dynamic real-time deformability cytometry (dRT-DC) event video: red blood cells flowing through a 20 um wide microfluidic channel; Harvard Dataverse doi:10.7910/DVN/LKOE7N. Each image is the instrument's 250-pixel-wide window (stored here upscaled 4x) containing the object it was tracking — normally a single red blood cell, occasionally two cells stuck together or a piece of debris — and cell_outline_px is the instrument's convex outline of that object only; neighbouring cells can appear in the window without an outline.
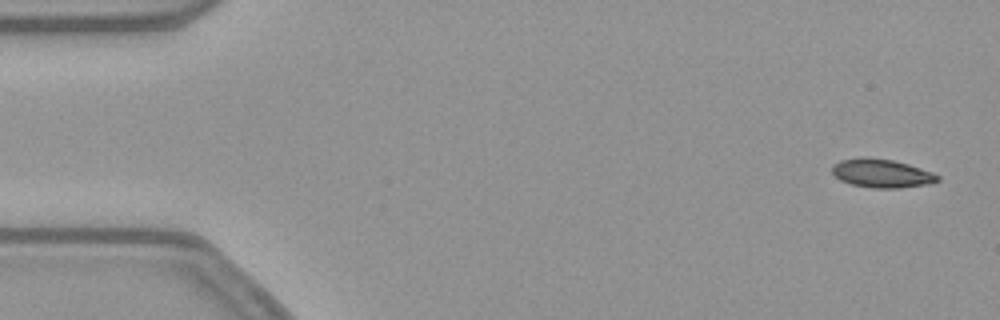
{"species": "common noctule bat (a hibernating species)", "species_latin": "Nyctalus noctula", "temperature_condition": "warm", "stored_images_in_passage": 53, "camera_frame_rate_fps": 3000, "um_per_image_px": 0.085, "animal": {"sex": "female", "body_mass_g": 21.9}, "frame": {"image": 1, "passage_image": 2, "time_ms": 0.333, "image_size_px": [1000, 320], "cell_outline_px": [[940, 180], [932, 184], [900, 188], [872, 188], [852, 184], [840, 180], [832, 172], [832, 164], [840, 160], [860, 156], [868, 156], [892, 160], [908, 164], [932, 172], [940, 176]], "centroid_in_image_um": [74.95, 14.72], "position_along_channel_um": 10.1, "area_um2": 17.86}}
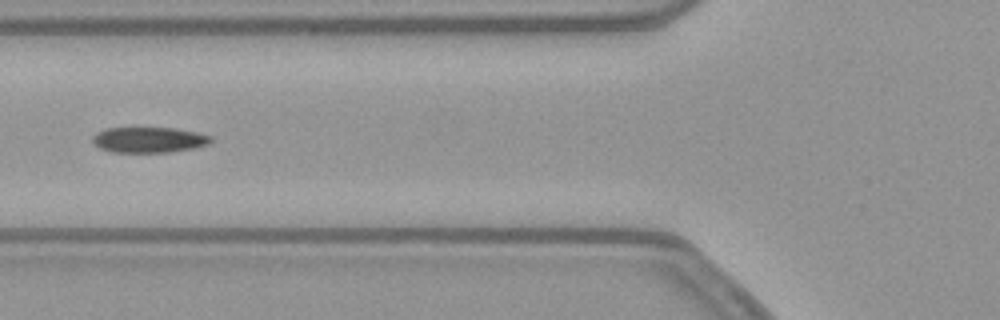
{"frame": {"image": 2, "passage_image": 20, "time_ms": 6.333, "image_size_px": [1000, 320], "cell_outline_px": [[212, 140], [208, 144], [196, 148], [168, 152], [112, 152], [100, 148], [92, 140], [92, 136], [96, 132], [104, 128], [172, 128], [196, 132], [212, 136]], "centroid_in_image_um": [12.65, 11.88], "position_along_channel_um": 113.1, "area_um2": 17.63}}
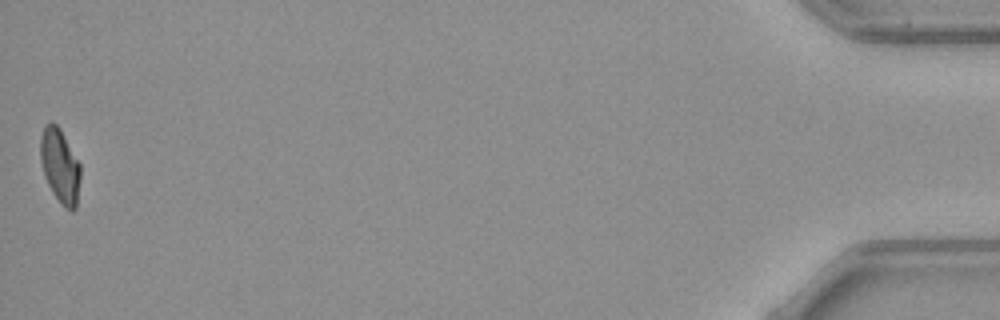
{"frame": {"image": 3, "passage_image": 53, "time_ms": 17.333, "image_size_px": [1000, 320], "cell_outline_px": [[80, 176], [76, 208], [72, 212], [64, 208], [60, 204], [52, 192], [44, 176], [40, 160], [40, 136], [44, 124], [52, 120], [60, 128], [80, 164]], "centroid_in_image_um": [5.08, 14.09], "position_along_channel_um": 430.1, "area_um2": 17.57}, "authors_computed_cell_mechanics": {"area_um2": 18.1492, "velocity_mm_per_s": 3.8375, "shape_relaxation_time_tau1_ms": null, "shape_relaxation_time_tau2_ms": 6.2934, "deformation_change_tau1": null, "deformation_change_tau2": 0.1113}}